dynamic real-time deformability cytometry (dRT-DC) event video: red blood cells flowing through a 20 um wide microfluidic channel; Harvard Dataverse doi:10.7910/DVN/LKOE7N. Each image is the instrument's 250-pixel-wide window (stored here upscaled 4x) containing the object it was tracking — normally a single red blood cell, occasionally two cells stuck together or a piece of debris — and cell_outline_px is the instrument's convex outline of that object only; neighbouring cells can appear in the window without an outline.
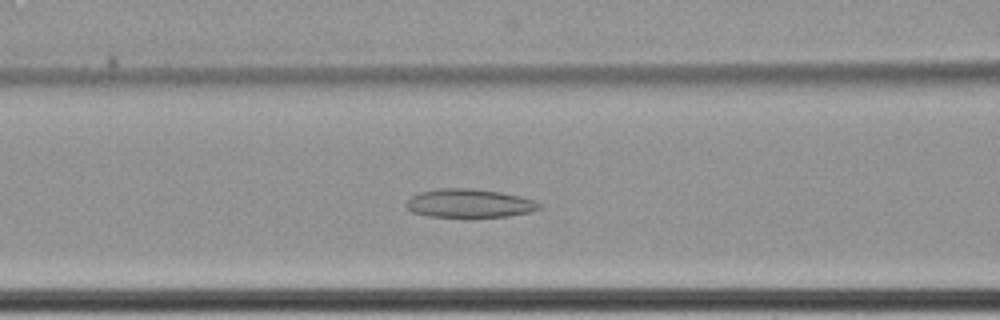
{"species": "common noctule bat (a hibernating species)", "species_latin": "Nyctalus noctula", "temperature_condition": "cold", "stored_images_in_passage": 67, "camera_frame_rate_fps": 3000, "um_per_image_px": 0.085, "animal": {"sex": "female", "body_mass_g": 22.7, "forearm_length_mm": 54.2}, "frame": {"image": 1, "passage_image": 33, "time_ms": 10.667, "image_size_px": [1000, 320], "cell_outline_px": [[544, 208], [532, 212], [508, 216], [464, 220], [428, 216], [412, 212], [404, 204], [412, 196], [420, 192], [440, 188], [468, 188], [500, 192], [520, 196], [536, 200], [544, 204]], "centroid_in_image_um": [39.96, 17.33], "position_along_channel_um": 126.6, "area_um2": 23.29}}
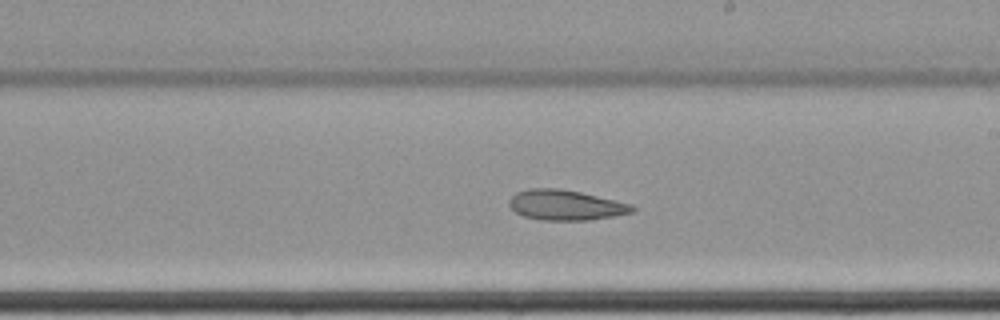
{"frame": {"image": 2, "passage_image": 43, "time_ms": 14.0, "image_size_px": [1000, 320], "cell_outline_px": [[636, 212], [588, 220], [540, 220], [524, 216], [516, 212], [508, 204], [508, 200], [516, 192], [528, 188], [560, 188], [580, 192], [632, 204], [636, 208]], "centroid_in_image_um": [48.07, 17.42], "position_along_channel_um": 240.9, "area_um2": 21.73}}
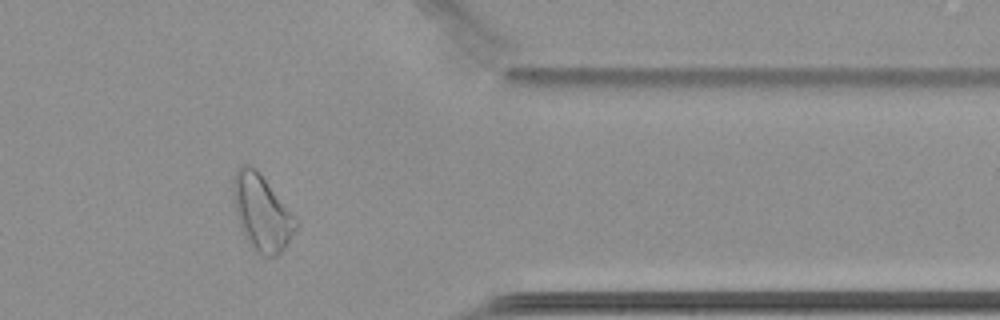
{"frame": {"image": 3, "passage_image": 57, "time_ms": 18.667, "image_size_px": [1000, 320], "cell_outline_px": [[300, 224], [284, 248], [276, 256], [264, 256], [256, 252], [248, 244], [240, 228], [232, 196], [232, 184], [236, 172], [244, 164], [248, 164], [256, 168], [260, 172], [300, 220]], "centroid_in_image_um": [22.28, 18.07], "position_along_channel_um": 389.1, "area_um2": 28.21}, "authors_computed_cell_mechanics": {"area_um2": 28.7844, "velocity_mm_per_s": 3.4303, "shape_relaxation_time_tau1_ms": null, "shape_relaxation_time_tau2_ms": 8.849, "deformation_change_tau1": null, "deformation_change_tau2": 0.1642}}